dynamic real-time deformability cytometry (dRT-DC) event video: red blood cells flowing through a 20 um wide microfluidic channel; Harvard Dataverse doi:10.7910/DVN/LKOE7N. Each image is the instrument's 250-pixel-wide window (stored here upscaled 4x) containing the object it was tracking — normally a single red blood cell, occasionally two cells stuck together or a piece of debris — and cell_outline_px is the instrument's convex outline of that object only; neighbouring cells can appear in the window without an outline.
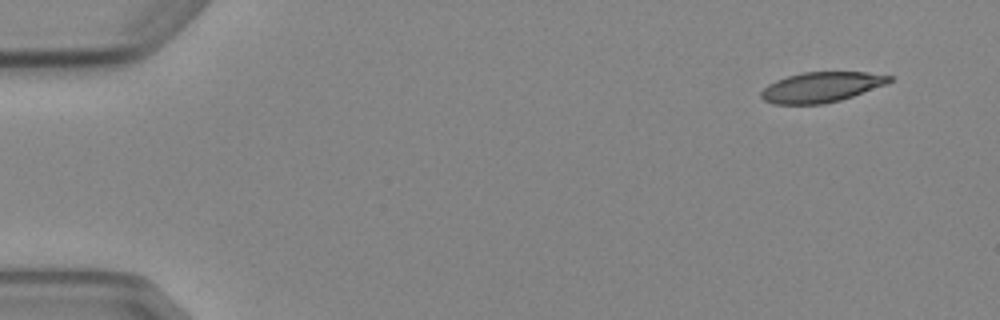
{"species": "Egyptian fruit bat (a non-hibernating species)", "species_latin": "Rousettus aegyptiacus", "temperature_condition": "cold", "stored_images_in_passage": 7, "camera_frame_rate_fps": 3000, "um_per_image_px": 0.085, "animal": {"sex": "female"}, "frame": {"image": 1, "passage_image": 1, "time_ms": 0.0, "image_size_px": [1000, 320], "cell_outline_px": [[892, 80], [888, 84], [840, 100], [824, 104], [772, 104], [764, 100], [760, 96], [760, 92], [768, 84], [776, 80], [788, 76], [804, 72], [868, 72], [892, 76]], "centroid_in_image_um": [69.81, 7.41], "position_along_channel_um": 15.2, "area_um2": 22.6}}
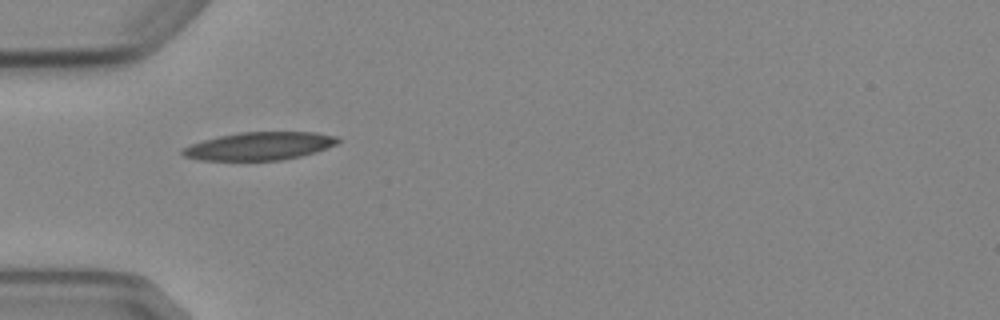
{"frame": {"image": 2, "passage_image": 5, "time_ms": 4.333, "image_size_px": [1000, 320], "cell_outline_px": [[340, 140], [336, 144], [316, 152], [300, 156], [280, 160], [200, 160], [184, 156], [180, 152], [180, 148], [204, 140], [220, 136], [240, 132], [316, 132], [340, 136]], "centroid_in_image_um": [22.07, 12.41], "position_along_channel_um": 62.9, "area_um2": 25.32}}
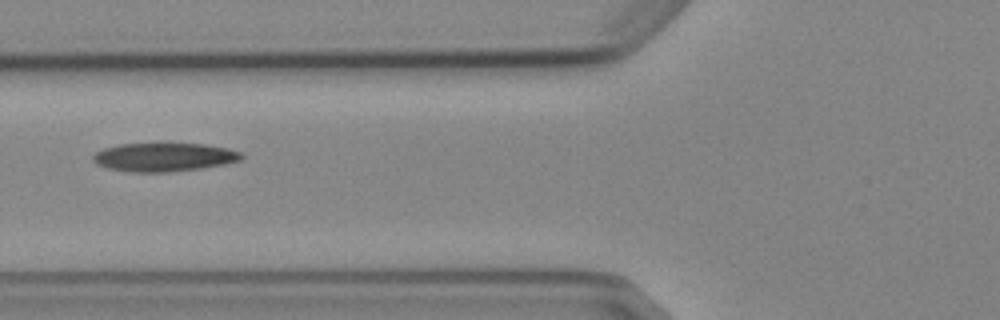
{"frame": {"image": 3, "passage_image": 6, "time_ms": 5.667, "image_size_px": [1000, 320], "cell_outline_px": [[244, 156], [240, 160], [224, 164], [200, 168], [168, 172], [132, 172], [108, 168], [96, 164], [92, 160], [92, 156], [96, 152], [104, 148], [116, 144], [164, 140], [204, 144], [228, 148], [244, 152]], "centroid_in_image_um": [13.93, 13.29], "position_along_channel_um": 111.9, "area_um2": 25.95}}